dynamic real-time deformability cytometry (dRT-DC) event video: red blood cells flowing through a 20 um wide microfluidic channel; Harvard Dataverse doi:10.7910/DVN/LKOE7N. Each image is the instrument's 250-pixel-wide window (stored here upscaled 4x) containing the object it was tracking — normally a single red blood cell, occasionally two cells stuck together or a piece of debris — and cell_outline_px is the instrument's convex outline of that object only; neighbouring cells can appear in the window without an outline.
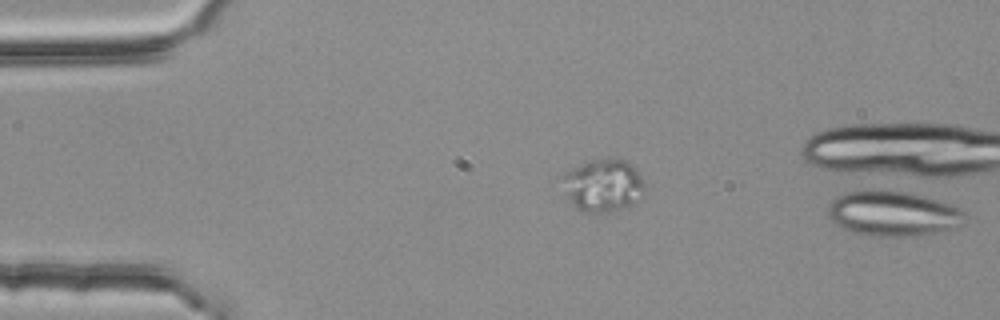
{"species": "common noctule bat (a hibernating species)", "species_latin": "Nyctalus noctula", "temperature_condition": "room temperature", "stored_images_in_passage": 2, "segment_of_instrument_passage": [2, 2], "camera_frame_rate_fps": 3000, "um_per_image_px": 0.085, "animal": {"sex": "female", "body_mass_g": 25.1}, "frame": {"image": 1, "passage_image": 2, "time_ms": 0.333, "image_size_px": [1000, 320], "cell_outline_px": [[964, 224], [956, 228], [940, 232], [916, 236], [876, 236], [856, 232], [844, 228], [836, 224], [828, 216], [828, 204], [836, 196], [844, 192], [900, 188], [916, 192], [960, 208], [964, 212]], "centroid_in_image_um": [75.94, 18.11], "position_along_channel_um": 9.1, "area_um2": 36.7}}